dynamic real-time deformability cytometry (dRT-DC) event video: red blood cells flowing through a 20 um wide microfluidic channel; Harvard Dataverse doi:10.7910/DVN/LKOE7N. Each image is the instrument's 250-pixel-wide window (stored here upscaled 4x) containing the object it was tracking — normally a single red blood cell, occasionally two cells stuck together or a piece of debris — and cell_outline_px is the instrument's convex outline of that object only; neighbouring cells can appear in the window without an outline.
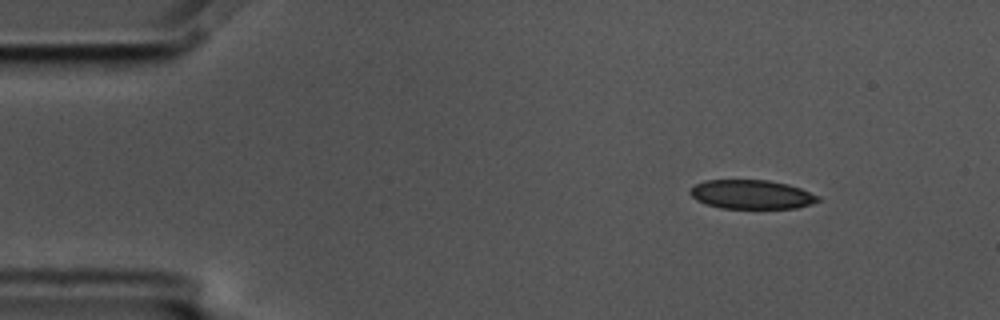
{"species": "common noctule bat (a hibernating species)", "species_latin": "Nyctalus noctula", "temperature_condition": "cold", "stored_images_in_passage": 50, "camera_frame_rate_fps": 3000, "um_per_image_px": 0.085, "animal": {"sex": "male", "body_mass_g": 17.5, "forearm_length_mm": 52.3}, "frame": {"image": 1, "passage_image": 1, "time_ms": 0.0, "image_size_px": [1000, 320], "cell_outline_px": [[820, 200], [812, 204], [796, 208], [720, 208], [704, 204], [696, 200], [688, 192], [696, 184], [704, 180], [768, 180], [788, 184], [800, 188], [820, 196]], "centroid_in_image_um": [63.88, 16.53], "position_along_channel_um": 21.1, "area_um2": 21.73}}
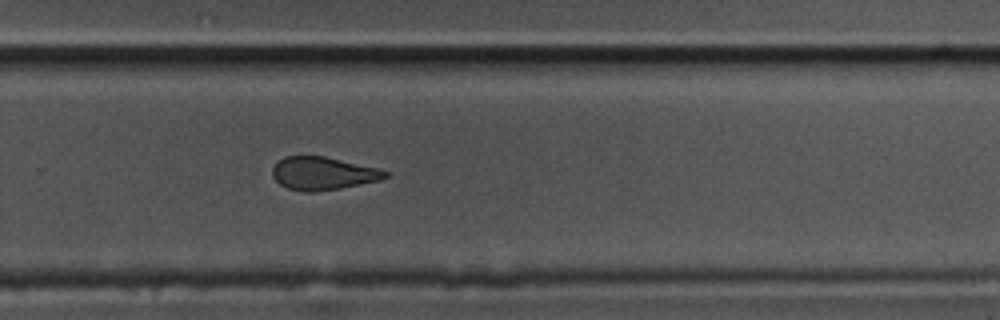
{"frame": {"image": 2, "passage_image": 31, "time_ms": 10.0, "image_size_px": [1000, 320], "cell_outline_px": [[388, 176], [380, 180], [340, 188], [316, 192], [304, 192], [288, 188], [280, 184], [272, 176], [272, 168], [284, 156], [324, 156], [376, 168], [388, 172]], "centroid_in_image_um": [27.42, 14.75], "position_along_channel_um": 302.4, "area_um2": 21.44}}
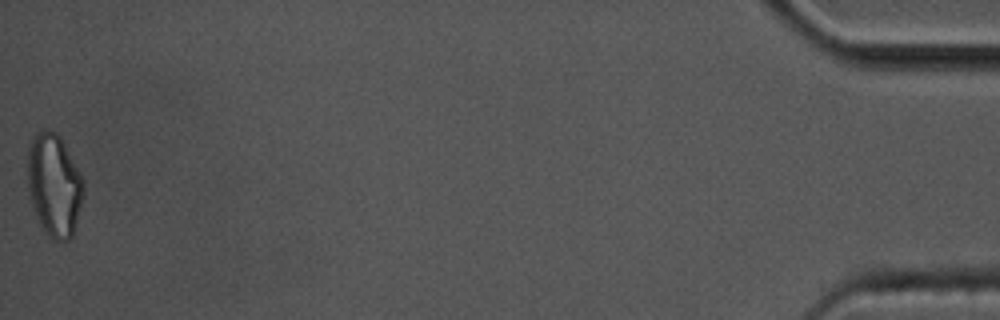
{"frame": {"image": 3, "passage_image": 50, "time_ms": 16.333, "image_size_px": [1000, 320], "cell_outline_px": [[84, 196], [72, 236], [68, 240], [52, 240], [48, 236], [40, 224], [36, 216], [28, 196], [28, 144], [32, 136], [36, 132], [44, 128], [56, 132], [60, 136], [80, 172], [84, 180]], "centroid_in_image_um": [4.59, 15.71], "position_along_channel_um": 430.6, "area_um2": 33.87}, "authors_computed_cell_mechanics": {"area_um2": 23.3512, "velocity_mm_per_s": 3.5827, "shape_relaxation_time_tau1_ms": null, "shape_relaxation_time_tau2_ms": 2.3933, "deformation_change_tau1": null, "deformation_change_tau2": 0.0928}}